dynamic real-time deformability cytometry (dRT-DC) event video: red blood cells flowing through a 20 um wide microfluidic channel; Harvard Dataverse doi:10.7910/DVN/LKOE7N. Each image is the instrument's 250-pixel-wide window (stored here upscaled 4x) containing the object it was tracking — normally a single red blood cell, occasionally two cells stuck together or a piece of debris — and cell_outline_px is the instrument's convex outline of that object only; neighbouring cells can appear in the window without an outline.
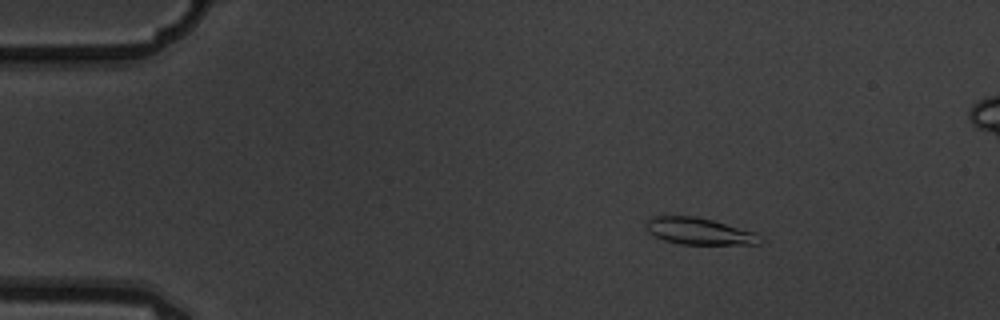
{"species": "common noctule bat (a hibernating species)", "species_latin": "Nyctalus noctula", "temperature_condition": "warm", "stored_images_in_passage": 5, "camera_frame_rate_fps": 3000, "um_per_image_px": 0.085, "animal": {"sex": "male", "body_mass_g": 19.5, "forearm_length_mm": 54.6}, "frame": {"image": 1, "passage_image": 3, "time_ms": 0.667, "image_size_px": [1000, 320], "cell_outline_px": [[764, 240], [760, 244], [680, 244], [664, 240], [648, 232], [648, 216], [696, 216], [712, 220], [756, 232]], "centroid_in_image_um": [59.47, 19.65], "position_along_channel_um": 25.5, "area_um2": 17.69}}